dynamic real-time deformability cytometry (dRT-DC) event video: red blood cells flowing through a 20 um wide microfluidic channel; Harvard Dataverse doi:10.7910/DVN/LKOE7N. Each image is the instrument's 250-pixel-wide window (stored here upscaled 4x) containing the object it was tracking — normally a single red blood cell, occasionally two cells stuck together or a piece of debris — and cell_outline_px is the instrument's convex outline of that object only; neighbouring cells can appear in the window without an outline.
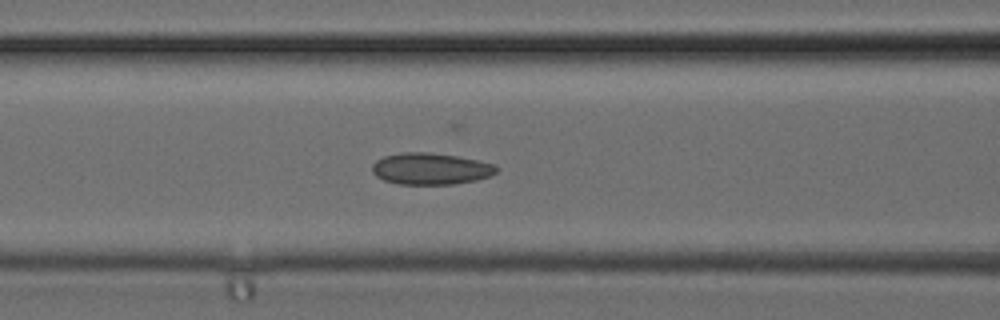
{"species": "common noctule bat (a hibernating species)", "species_latin": "Nyctalus noctula", "temperature_condition": "cold", "stored_images_in_passage": 29, "camera_frame_rate_fps": 3000, "um_per_image_px": 0.085, "animal": {"sex": "female", "body_mass_g": 24.6, "forearm_length_mm": 56.2}, "frame": {"image": 1, "passage_image": 8, "time_ms": 2.333, "image_size_px": [1000, 320], "cell_outline_px": [[500, 168], [496, 172], [488, 176], [476, 180], [452, 184], [396, 184], [384, 180], [376, 176], [372, 172], [372, 164], [376, 160], [384, 156], [400, 152], [428, 152], [456, 156], [496, 164]], "centroid_in_image_um": [36.58, 14.34], "position_along_channel_um": 130.0, "area_um2": 22.95}}
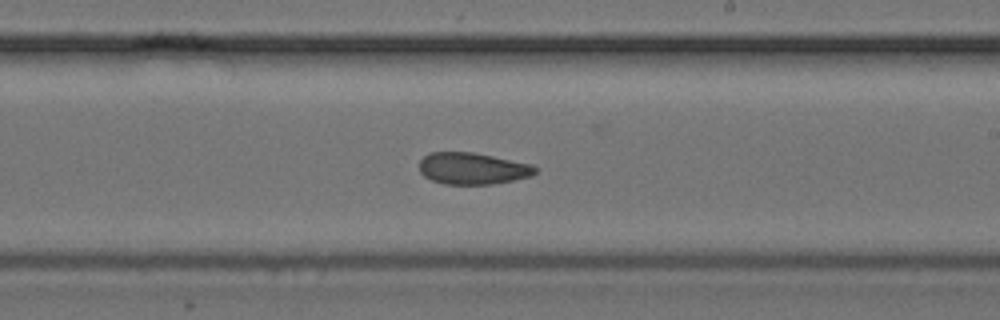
{"frame": {"image": 2, "passage_image": 14, "time_ms": 4.333, "image_size_px": [1000, 320], "cell_outline_px": [[536, 172], [532, 176], [492, 184], [444, 184], [432, 180], [424, 176], [420, 172], [420, 160], [428, 152], [472, 152], [532, 164], [536, 168]], "centroid_in_image_um": [40.15, 14.32], "position_along_channel_um": 248.9, "area_um2": 21.33}}
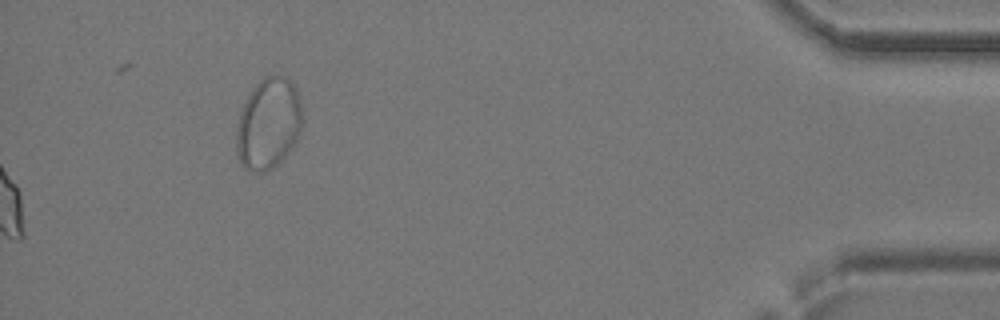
{"frame": {"image": 3, "passage_image": 29, "time_ms": 9.333, "image_size_px": [1000, 320], "cell_outline_px": [[304, 120], [300, 132], [296, 140], [288, 152], [268, 172], [256, 172], [244, 168], [236, 152], [236, 124], [240, 112], [252, 88], [264, 76], [284, 76], [292, 80], [296, 88], [300, 100]], "centroid_in_image_um": [22.82, 10.49], "position_along_channel_um": 412.4, "area_um2": 35.32}}